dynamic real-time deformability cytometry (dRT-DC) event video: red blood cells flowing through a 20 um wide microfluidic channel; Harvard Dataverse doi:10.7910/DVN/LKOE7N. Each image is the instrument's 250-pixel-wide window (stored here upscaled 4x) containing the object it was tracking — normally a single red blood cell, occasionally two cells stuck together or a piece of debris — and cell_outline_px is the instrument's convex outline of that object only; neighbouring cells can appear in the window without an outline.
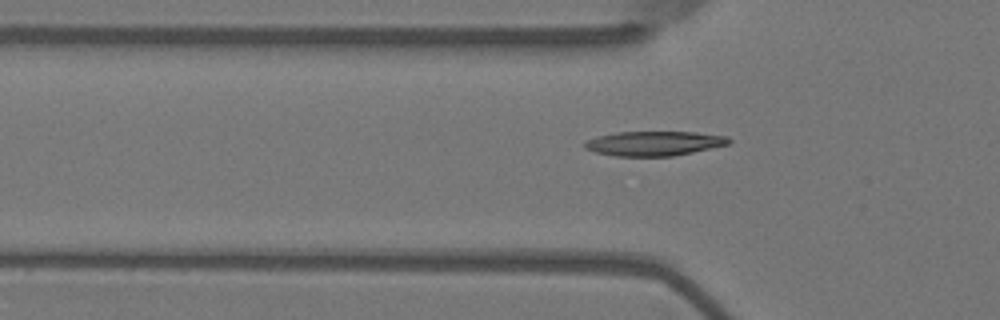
{"species": "Egyptian fruit bat (a non-hibernating species)", "species_latin": "Rousettus aegyptiacus", "temperature_condition": "warm", "stored_images_in_passage": 41, "camera_frame_rate_fps": 3000, "um_per_image_px": 0.085, "animal": {"sex": "female"}, "frame": {"image": 1, "passage_image": 5, "time_ms": 1.333, "image_size_px": [1000, 320], "cell_outline_px": [[732, 140], [728, 144], [692, 152], [672, 156], [616, 156], [596, 152], [584, 148], [584, 144], [588, 140], [596, 136], [616, 132], [696, 132], [728, 136]], "centroid_in_image_um": [55.6, 12.18], "position_along_channel_um": 70.2, "area_um2": 20.52}}
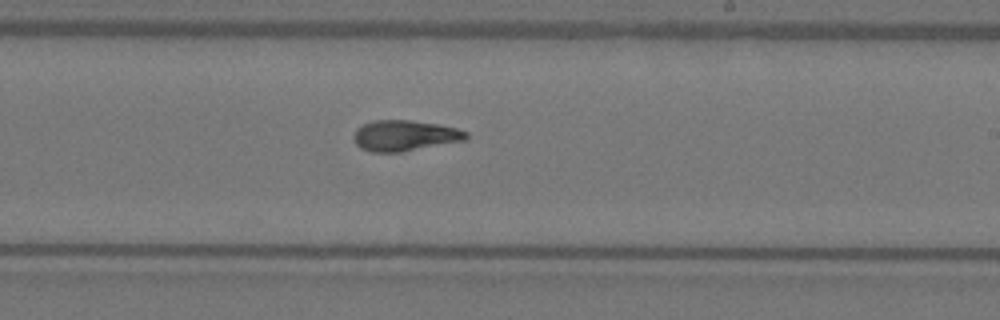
{"frame": {"image": 2, "passage_image": 20, "time_ms": 6.333, "image_size_px": [1000, 320], "cell_outline_px": [[468, 136], [464, 140], [400, 152], [372, 152], [360, 148], [356, 144], [352, 136], [356, 128], [372, 120], [408, 120], [440, 124], [456, 128], [468, 132]], "centroid_in_image_um": [34.36, 11.52], "position_along_channel_um": 254.6, "area_um2": 20.11}}
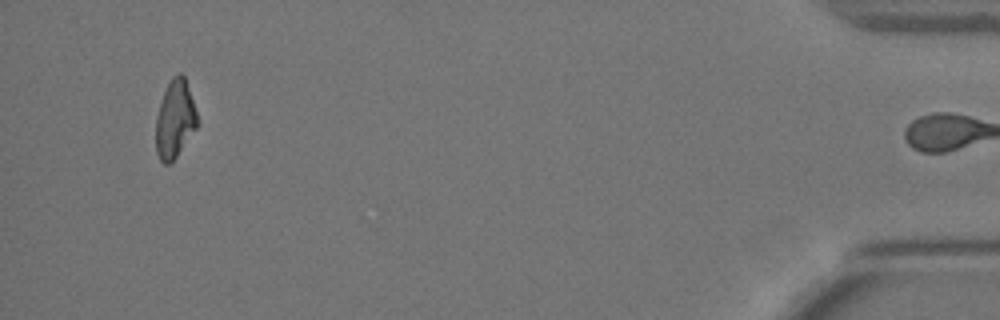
{"frame": {"image": 3, "passage_image": 40, "time_ms": 13.0, "image_size_px": [1000, 320], "cell_outline_px": [[200, 124], [176, 156], [168, 164], [164, 164], [160, 160], [156, 152], [156, 116], [164, 92], [172, 76], [180, 72], [184, 76], [200, 120]], "centroid_in_image_um": [14.89, 10.13], "position_along_channel_um": 420.3, "area_um2": 18.84}, "authors_computed_cell_mechanics": {"area_um2": 19.7676, "velocity_mm_per_s": 3.669, "shape_relaxation_time_tau1_ms": 7.9221, "shape_relaxation_time_tau2_ms": 1.9216, "deformation_change_tau1": 0.2375, "deformation_change_tau2": 0.0842}}